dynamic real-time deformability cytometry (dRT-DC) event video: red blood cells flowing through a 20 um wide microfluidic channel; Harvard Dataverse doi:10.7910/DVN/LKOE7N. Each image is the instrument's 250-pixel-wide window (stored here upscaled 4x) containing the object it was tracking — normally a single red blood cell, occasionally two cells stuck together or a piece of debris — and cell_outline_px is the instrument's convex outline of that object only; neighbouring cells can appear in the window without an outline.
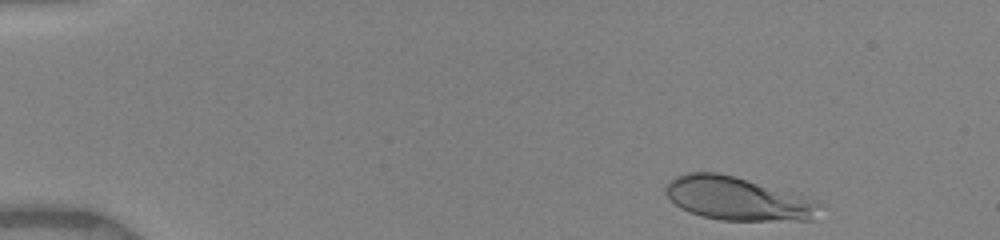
{"species": "human", "species_latin": "Homo sapiens", "temperature_condition": "warm", "stored_images_in_passage": 16, "camera_frame_rate_fps": 3000, "um_per_image_px": 0.085, "donor": {"sex": "female"}, "frame": {"image": 1, "passage_image": 2, "time_ms": 0.333, "image_size_px": [1000, 240], "cell_outline_px": [[816, 204], [812, 220], [720, 220], [700, 216], [688, 212], [680, 208], [664, 192], [664, 188], [668, 180], [676, 176], [688, 172], [716, 172], [800, 192], [812, 200]], "centroid_in_image_um": [62.62, 16.86], "position_along_channel_um": 22.4, "area_um2": 38.9}}
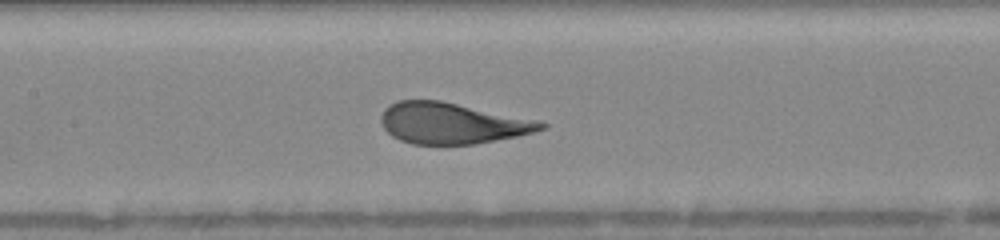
{"frame": {"image": 2, "passage_image": 12, "time_ms": 6.667, "image_size_px": [1000, 240], "cell_outline_px": [[548, 128], [516, 136], [496, 140], [472, 144], [412, 144], [400, 140], [392, 136], [380, 124], [380, 116], [384, 108], [388, 104], [396, 100], [440, 100], [540, 120], [548, 124]], "centroid_in_image_um": [38.41, 10.46], "position_along_channel_um": 169.0, "area_um2": 38.55}}
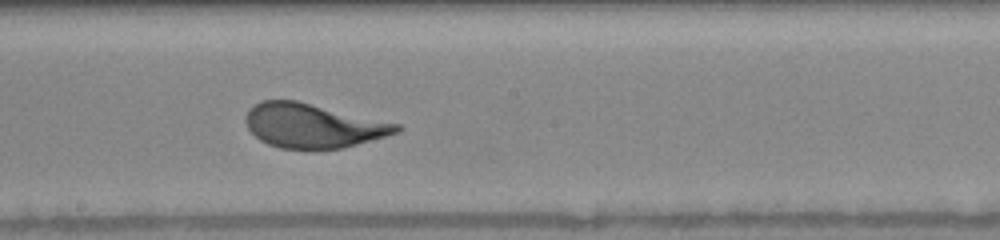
{"frame": {"image": 3, "passage_image": 14, "time_ms": 8.0, "image_size_px": [1000, 240], "cell_outline_px": [[404, 128], [400, 132], [344, 148], [312, 152], [308, 152], [280, 148], [268, 144], [260, 140], [248, 128], [244, 120], [244, 116], [248, 108], [260, 100], [296, 100], [400, 124]], "centroid_in_image_um": [26.58, 10.72], "position_along_channel_um": 221.6, "area_um2": 39.82}}